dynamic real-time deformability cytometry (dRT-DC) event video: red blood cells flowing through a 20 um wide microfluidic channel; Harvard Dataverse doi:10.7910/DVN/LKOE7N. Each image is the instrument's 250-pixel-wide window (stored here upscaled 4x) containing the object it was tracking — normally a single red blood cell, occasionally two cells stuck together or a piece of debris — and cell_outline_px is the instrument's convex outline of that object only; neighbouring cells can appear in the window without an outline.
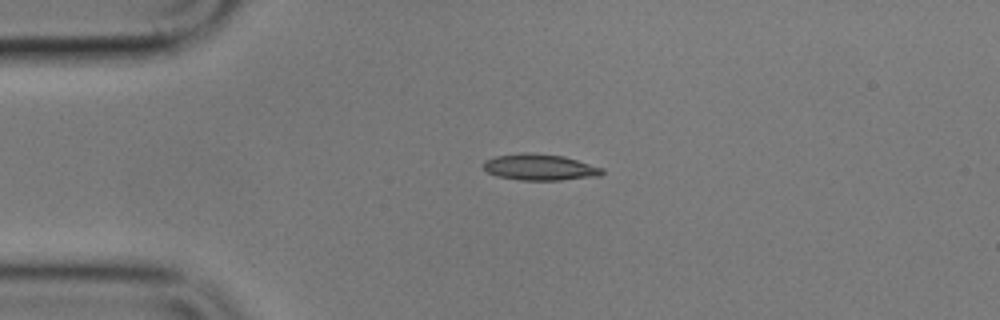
{"species": "common noctule bat (a hibernating species)", "species_latin": "Nyctalus noctula", "temperature_condition": "cold", "stored_images_in_passage": 3, "camera_frame_rate_fps": 3000, "um_per_image_px": 0.085, "animal": {"sex": "male", "body_mass_g": 17.9}, "frame": {"image": 1, "passage_image": 1, "time_ms": 0.0, "image_size_px": [1000, 320], "cell_outline_px": [[604, 172], [600, 176], [560, 180], [520, 180], [496, 176], [488, 172], [480, 164], [484, 160], [496, 156], [524, 152], [528, 152], [564, 156], [604, 168]], "centroid_in_image_um": [45.87, 14.21], "position_along_channel_um": 39.1, "area_um2": 18.32}}
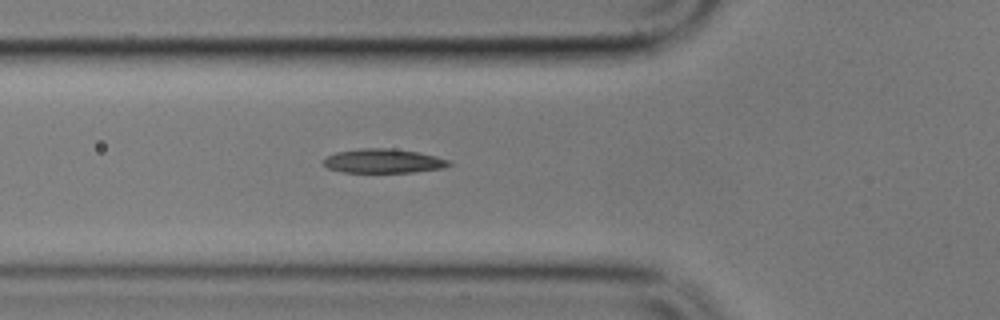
{"frame": {"image": 2, "passage_image": 3, "time_ms": 2.333, "image_size_px": [1000, 320], "cell_outline_px": [[452, 164], [444, 168], [416, 172], [344, 172], [328, 168], [324, 164], [324, 160], [328, 156], [336, 152], [360, 148], [392, 148], [416, 152], [436, 156], [448, 160]], "centroid_in_image_um": [32.61, 13.68], "position_along_channel_um": 93.2, "area_um2": 17.57}}